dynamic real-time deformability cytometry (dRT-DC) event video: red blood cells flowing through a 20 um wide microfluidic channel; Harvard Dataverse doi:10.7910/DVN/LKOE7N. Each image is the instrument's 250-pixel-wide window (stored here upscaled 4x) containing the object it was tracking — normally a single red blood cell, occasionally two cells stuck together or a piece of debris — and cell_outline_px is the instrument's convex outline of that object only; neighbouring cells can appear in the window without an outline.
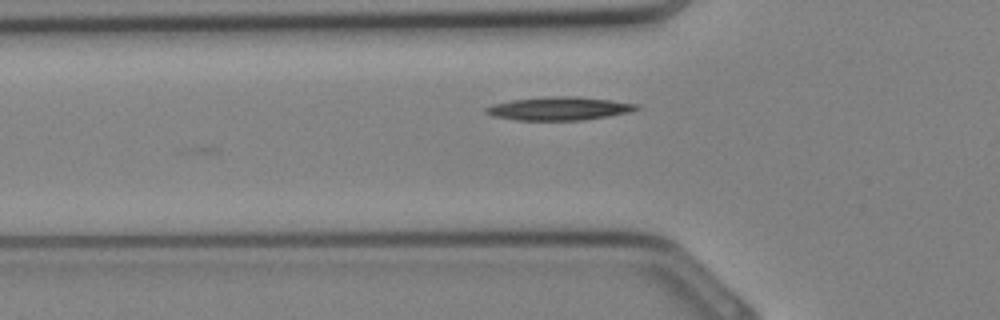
{"species": "Egyptian fruit bat (a non-hibernating species)", "species_latin": "Rousettus aegyptiacus", "temperature_condition": "cold", "stored_images_in_passage": 4, "camera_frame_rate_fps": 3000, "um_per_image_px": 0.085, "animal": {"sex": "female"}, "frame": {"image": 1, "passage_image": 4, "time_ms": 1.0, "image_size_px": [1000, 320], "cell_outline_px": [[640, 108], [632, 112], [584, 120], [516, 120], [496, 116], [484, 112], [484, 108], [492, 104], [512, 100], [552, 96], [576, 96], [612, 100], [640, 104]], "centroid_in_image_um": [47.58, 9.22], "position_along_channel_um": 78.2, "area_um2": 20.52}}